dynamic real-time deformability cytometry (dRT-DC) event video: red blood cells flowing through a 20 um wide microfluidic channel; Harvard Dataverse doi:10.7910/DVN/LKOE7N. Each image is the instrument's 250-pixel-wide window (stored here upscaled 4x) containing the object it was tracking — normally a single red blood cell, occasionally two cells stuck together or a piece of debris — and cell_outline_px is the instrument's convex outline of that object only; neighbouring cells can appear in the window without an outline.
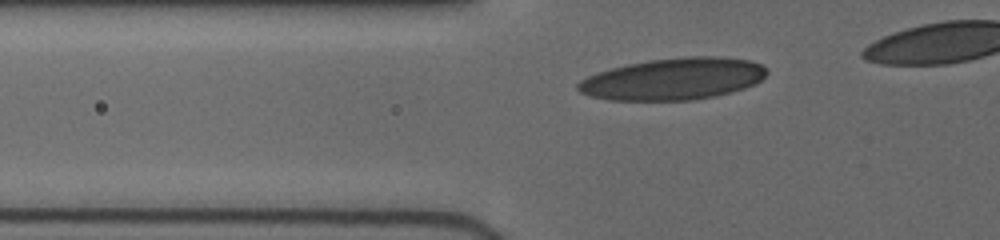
{"species": "human", "species_latin": "Homo sapiens", "temperature_condition": "cold", "stored_images_in_passage": 25, "segment_of_instrument_passage": [1, 2], "camera_frame_rate_fps": 3000, "um_per_image_px": 0.085, "donor": {"sex": "female"}, "frame": {"image": 1, "passage_image": 4, "time_ms": 1.0, "image_size_px": [1000, 240], "cell_outline_px": [[768, 72], [756, 84], [732, 92], [716, 96], [692, 100], [608, 100], [588, 96], [580, 92], [576, 88], [576, 84], [580, 80], [588, 76], [612, 68], [628, 64], [648, 60], [692, 56], [716, 56], [752, 60], [760, 64]], "centroid_in_image_um": [57.23, 6.71], "position_along_channel_um": 68.6, "area_um2": 46.07}}
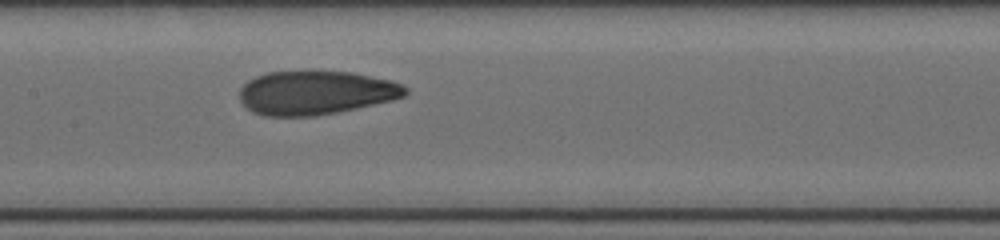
{"frame": {"image": 2, "passage_image": 14, "time_ms": 4.0, "image_size_px": [1000, 240], "cell_outline_px": [[408, 92], [404, 96], [392, 100], [356, 108], [336, 112], [312, 116], [264, 116], [252, 112], [240, 100], [240, 88], [248, 80], [256, 76], [268, 72], [352, 72], [392, 80], [404, 84], [408, 88]], "centroid_in_image_um": [26.85, 7.88], "position_along_channel_um": 180.5, "area_um2": 42.19}}
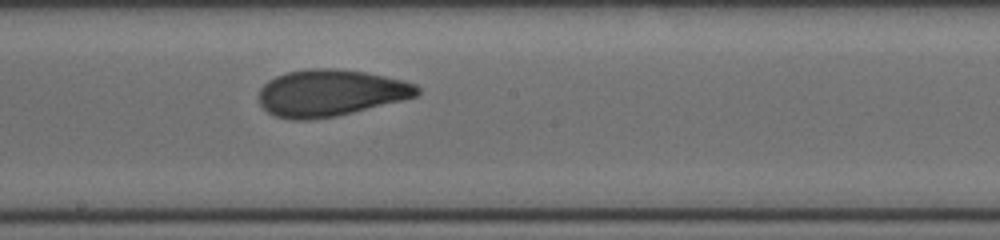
{"frame": {"image": 3, "passage_image": 18, "time_ms": 5.0, "image_size_px": [1000, 240], "cell_outline_px": [[420, 92], [416, 96], [404, 100], [336, 116], [308, 120], [292, 120], [276, 116], [268, 112], [260, 104], [256, 96], [260, 88], [268, 80], [276, 76], [288, 72], [308, 68], [336, 68], [364, 72], [404, 80], [416, 84], [420, 88]], "centroid_in_image_um": [28.07, 7.9], "position_along_channel_um": 220.1, "area_um2": 43.35}}